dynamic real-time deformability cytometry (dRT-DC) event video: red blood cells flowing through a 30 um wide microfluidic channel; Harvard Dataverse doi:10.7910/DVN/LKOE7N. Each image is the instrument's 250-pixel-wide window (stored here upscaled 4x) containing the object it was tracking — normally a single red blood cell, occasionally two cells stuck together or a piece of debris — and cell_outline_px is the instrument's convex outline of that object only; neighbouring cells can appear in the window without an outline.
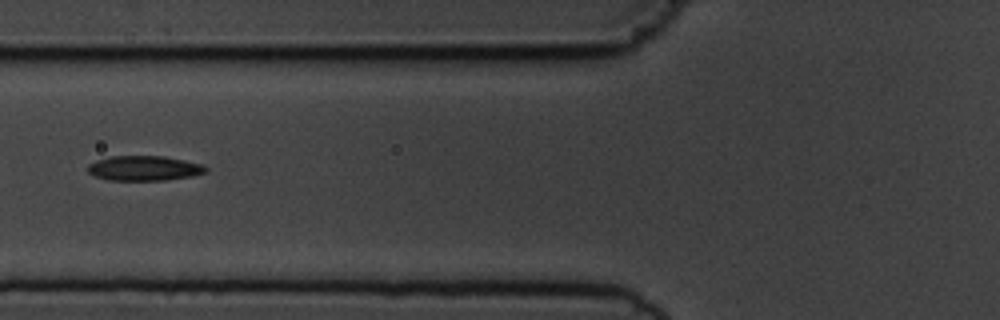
{"species": "common noctule bat (a hibernating species)", "species_latin": "Nyctalus noctula", "temperature_condition": "cold", "stored_images_in_passage": 16, "camera_frame_rate_fps": 3000, "um_per_image_px": 0.085, "animal": {"sex": "male", "body_mass_g": 19.5, "forearm_length_mm": 54.6}, "frame": {"image": 1, "passage_image": 7, "time_ms": 8.0, "image_size_px": [1000, 320], "cell_outline_px": [[208, 172], [192, 176], [164, 180], [108, 180], [96, 176], [88, 172], [88, 164], [96, 160], [112, 156], [164, 156], [204, 164], [208, 168]], "centroid_in_image_um": [12.29, 14.29], "position_along_channel_um": 113.5, "area_um2": 17.17}}
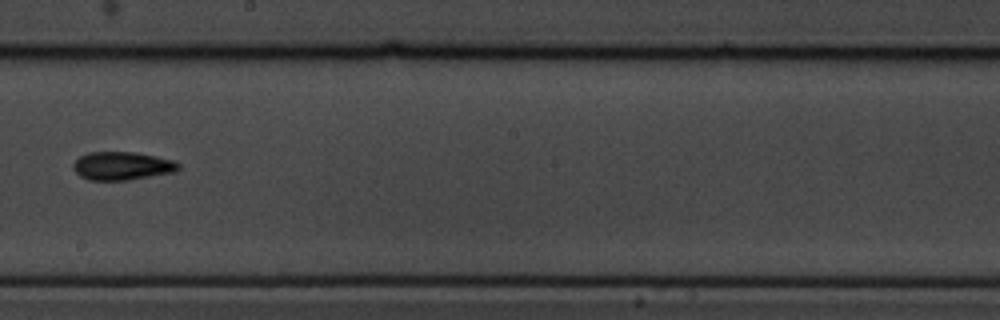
{"frame": {"image": 2, "passage_image": 10, "time_ms": 11.333, "image_size_px": [1000, 320], "cell_outline_px": [[180, 168], [176, 172], [128, 180], [88, 180], [80, 176], [72, 168], [72, 164], [80, 156], [88, 152], [136, 152], [156, 156], [172, 160], [180, 164]], "centroid_in_image_um": [10.38, 14.1], "position_along_channel_um": 237.8, "area_um2": 17.46}}
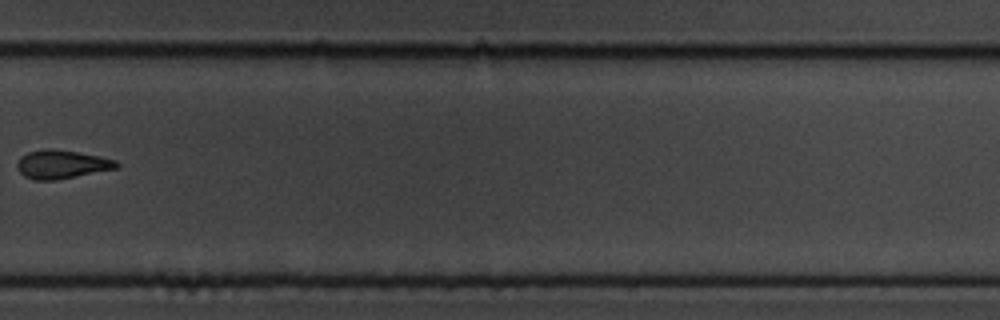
{"frame": {"image": 3, "passage_image": 12, "time_ms": 13.667, "image_size_px": [1000, 320], "cell_outline_px": [[120, 164], [116, 168], [56, 180], [36, 180], [24, 176], [16, 168], [16, 164], [20, 156], [28, 152], [44, 148], [52, 148], [100, 156], [116, 160]], "centroid_in_image_um": [5.2, 13.96], "position_along_channel_um": 324.6, "area_um2": 16.53}}